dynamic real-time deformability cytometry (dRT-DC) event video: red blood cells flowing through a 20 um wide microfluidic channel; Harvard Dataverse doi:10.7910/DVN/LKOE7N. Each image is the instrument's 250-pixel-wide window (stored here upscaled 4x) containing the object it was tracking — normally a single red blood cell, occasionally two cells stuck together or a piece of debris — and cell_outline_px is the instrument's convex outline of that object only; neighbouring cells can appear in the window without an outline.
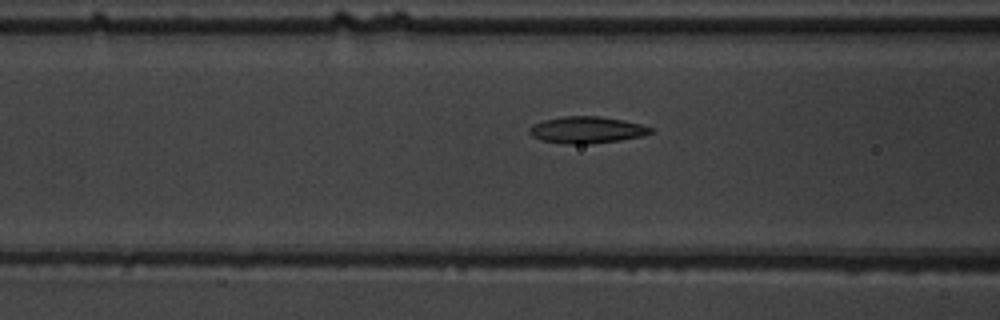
{"species": "common noctule bat (a hibernating species)", "species_latin": "Nyctalus noctula", "temperature_condition": "warm", "stored_images_in_passage": 44, "camera_frame_rate_fps": 3000, "um_per_image_px": 0.085, "animal": {"sex": "male", "body_mass_g": 19.5, "forearm_length_mm": 54.6}, "frame": {"image": 1, "passage_image": 18, "time_ms": 5.667, "image_size_px": [1000, 320], "cell_outline_px": [[656, 132], [644, 136], [620, 140], [592, 144], [564, 144], [540, 140], [532, 136], [528, 132], [528, 128], [544, 120], [564, 116], [600, 116], [624, 120], [656, 128]], "centroid_in_image_um": [49.94, 11.05], "position_along_channel_um": 116.7, "area_um2": 19.19}}
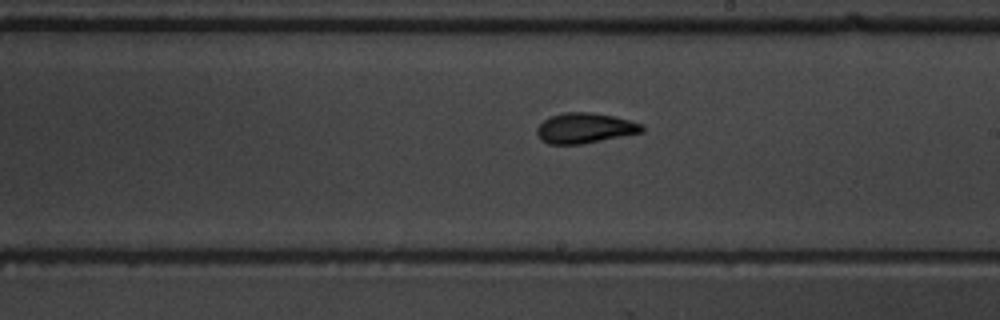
{"frame": {"image": 2, "passage_image": 28, "time_ms": 9.0, "image_size_px": [1000, 320], "cell_outline_px": [[644, 132], [584, 144], [548, 144], [540, 140], [536, 132], [536, 128], [544, 120], [552, 116], [568, 112], [592, 112], [632, 120], [644, 124]], "centroid_in_image_um": [49.75, 10.9], "position_along_channel_um": 239.3, "area_um2": 18.73}}
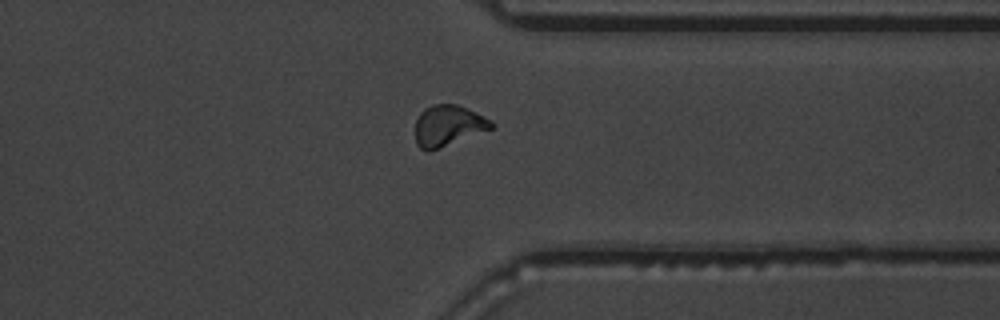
{"frame": {"image": 3, "passage_image": 39, "time_ms": 12.667, "image_size_px": [1000, 320], "cell_outline_px": [[496, 124], [492, 128], [428, 152], [420, 148], [416, 144], [416, 120], [420, 112], [424, 108], [432, 104], [456, 104], [476, 112], [492, 120]], "centroid_in_image_um": [38.08, 10.66], "position_along_channel_um": 373.3, "area_um2": 18.03}}